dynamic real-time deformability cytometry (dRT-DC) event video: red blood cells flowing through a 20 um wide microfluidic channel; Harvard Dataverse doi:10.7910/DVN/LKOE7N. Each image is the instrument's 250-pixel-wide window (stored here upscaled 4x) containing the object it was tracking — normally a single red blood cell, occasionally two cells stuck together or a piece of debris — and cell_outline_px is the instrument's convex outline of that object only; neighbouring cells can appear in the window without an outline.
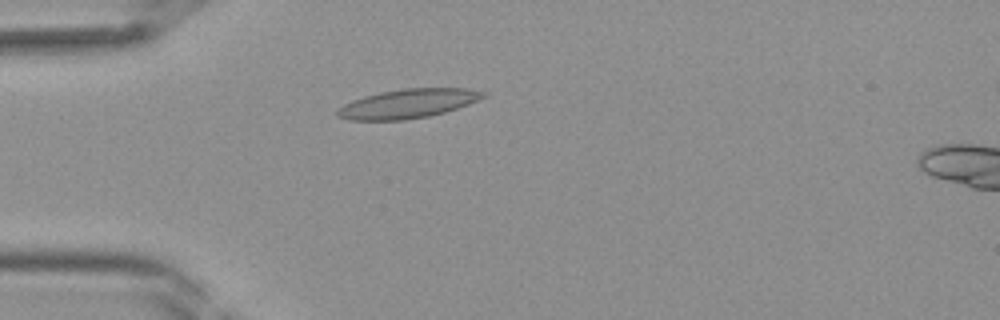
{"species": "Egyptian fruit bat (a non-hibernating species)", "species_latin": "Rousettus aegyptiacus", "temperature_condition": "room temperature", "stored_images_in_passage": 35, "camera_frame_rate_fps": 3000, "um_per_image_px": 0.085, "frame": {"image": 1, "passage_image": 6, "time_ms": 1.667, "image_size_px": [1000, 320], "cell_outline_px": [[488, 96], [468, 104], [444, 112], [428, 116], [404, 120], [348, 120], [336, 116], [336, 108], [352, 100], [364, 96], [380, 92], [404, 88], [468, 88], [488, 92]], "centroid_in_image_um": [34.67, 8.8], "position_along_channel_um": 50.3, "area_um2": 24.91}}
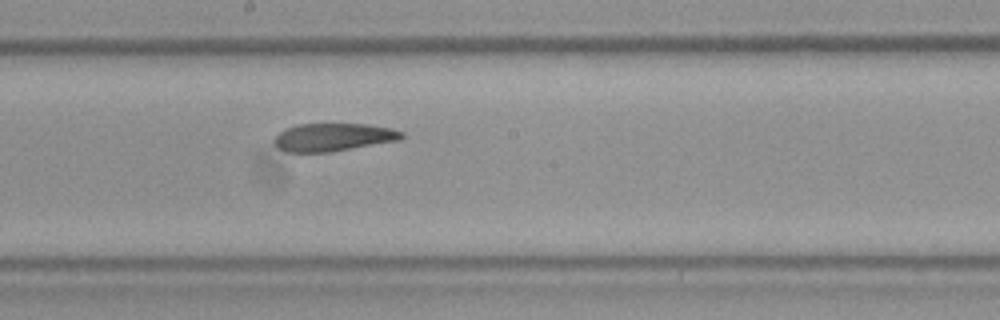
{"frame": {"image": 2, "passage_image": 17, "time_ms": 5.333, "image_size_px": [1000, 320], "cell_outline_px": [[404, 136], [400, 140], [332, 152], [288, 152], [280, 148], [272, 140], [284, 128], [300, 124], [368, 124], [392, 128], [404, 132]], "centroid_in_image_um": [28.36, 11.66], "position_along_channel_um": 219.8, "area_um2": 20.81}}
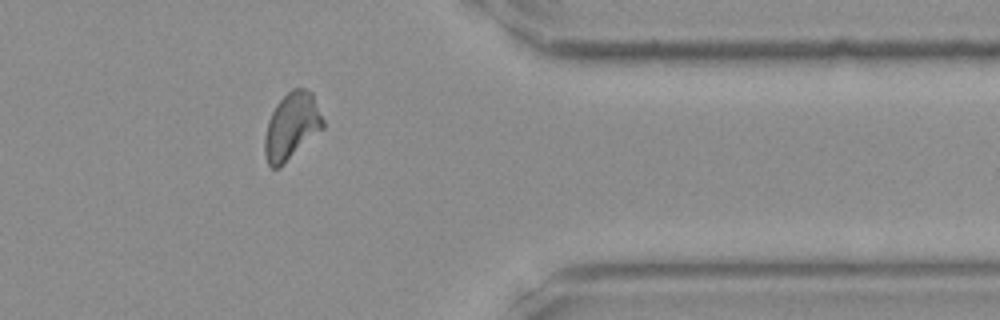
{"frame": {"image": 3, "passage_image": 28, "time_ms": 9.0, "image_size_px": [1000, 320], "cell_outline_px": [[324, 128], [280, 168], [272, 168], [268, 164], [264, 152], [264, 136], [268, 120], [276, 104], [292, 88], [304, 88], [312, 92], [324, 120]], "centroid_in_image_um": [24.79, 10.74], "position_along_channel_um": 386.6, "area_um2": 22.83}}